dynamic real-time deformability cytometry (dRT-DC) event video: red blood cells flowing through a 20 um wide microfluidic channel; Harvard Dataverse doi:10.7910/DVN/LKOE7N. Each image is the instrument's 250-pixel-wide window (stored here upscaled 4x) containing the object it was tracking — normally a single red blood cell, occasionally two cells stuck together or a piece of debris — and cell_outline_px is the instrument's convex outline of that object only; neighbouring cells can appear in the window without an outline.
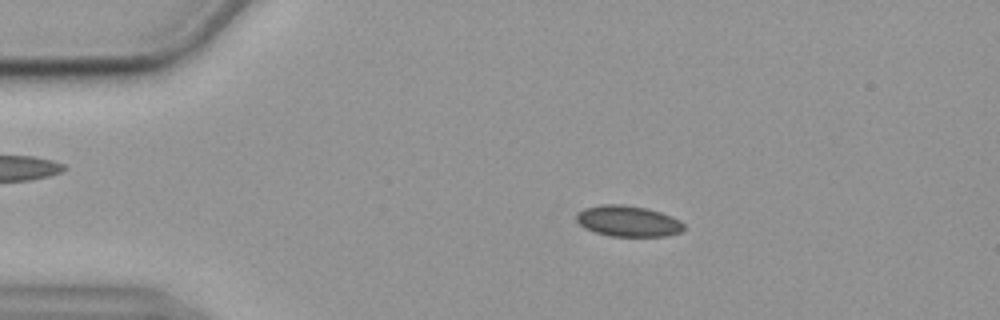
{"species": "common noctule bat (a hibernating species)", "species_latin": "Nyctalus noctula", "temperature_condition": "cold", "stored_images_in_passage": 56, "camera_frame_rate_fps": 3000, "um_per_image_px": 0.085, "animal": {"sex": "female", "body_mass_g": 19.9}, "frame": {"image": 1, "passage_image": 11, "time_ms": 3.333, "image_size_px": [1000, 320], "cell_outline_px": [[684, 228], [680, 232], [668, 236], [608, 236], [584, 228], [576, 220], [576, 216], [584, 208], [600, 204], [624, 204], [648, 208], [672, 216], [680, 220], [684, 224]], "centroid_in_image_um": [53.4, 18.79], "position_along_channel_um": 31.6, "area_um2": 19.48}}
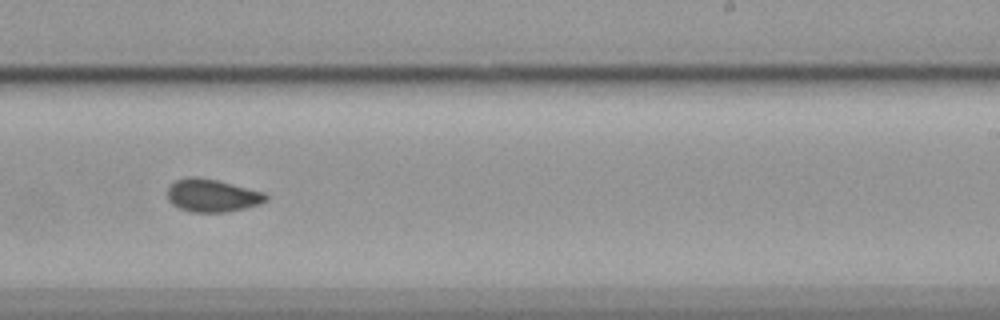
{"frame": {"image": 2, "passage_image": 35, "time_ms": 11.333, "image_size_px": [1000, 320], "cell_outline_px": [[268, 200], [260, 204], [244, 208], [224, 212], [192, 212], [180, 208], [172, 204], [168, 200], [168, 188], [176, 180], [188, 176], [196, 176], [216, 180], [264, 192], [268, 196]], "centroid_in_image_um": [18.03, 16.61], "position_along_channel_um": 271.0, "area_um2": 18.73}}
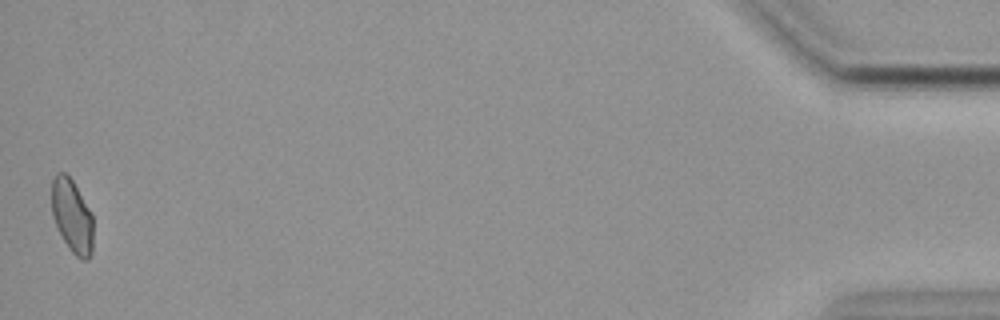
{"frame": {"image": 3, "passage_image": 56, "time_ms": 18.333, "image_size_px": [1000, 320], "cell_outline_px": [[92, 252], [88, 260], [80, 260], [68, 248], [52, 216], [52, 180], [60, 172], [64, 172], [72, 180], [92, 212]], "centroid_in_image_um": [6.14, 18.39], "position_along_channel_um": 429.1, "area_um2": 17.63}, "authors_computed_cell_mechanics": {"area_um2": 18.7561, "velocity_mm_per_s": 3.5767, "shape_relaxation_time_tau1_ms": 7.1417, "shape_relaxation_time_tau2_ms": 2.8172, "deformation_change_tau1": 0.0477, "deformation_change_tau2": 0.0506}}